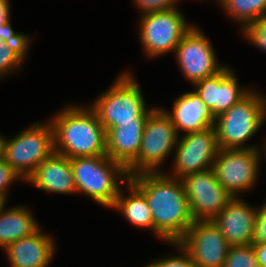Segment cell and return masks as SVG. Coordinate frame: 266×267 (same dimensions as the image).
Segmentation results:
<instances>
[{"instance_id":"1","label":"cell","mask_w":266,"mask_h":267,"mask_svg":"<svg viewBox=\"0 0 266 267\" xmlns=\"http://www.w3.org/2000/svg\"><path fill=\"white\" fill-rule=\"evenodd\" d=\"M129 179L144 193L154 223V234L178 242L194 222L182 181L161 172H143Z\"/></svg>"},{"instance_id":"2","label":"cell","mask_w":266,"mask_h":267,"mask_svg":"<svg viewBox=\"0 0 266 267\" xmlns=\"http://www.w3.org/2000/svg\"><path fill=\"white\" fill-rule=\"evenodd\" d=\"M51 119L56 153L68 158L106 155V131L90 105H68Z\"/></svg>"},{"instance_id":"3","label":"cell","mask_w":266,"mask_h":267,"mask_svg":"<svg viewBox=\"0 0 266 267\" xmlns=\"http://www.w3.org/2000/svg\"><path fill=\"white\" fill-rule=\"evenodd\" d=\"M70 165L77 193L105 207L113 206L121 185L129 180L126 168L107 155L70 158Z\"/></svg>"},{"instance_id":"4","label":"cell","mask_w":266,"mask_h":267,"mask_svg":"<svg viewBox=\"0 0 266 267\" xmlns=\"http://www.w3.org/2000/svg\"><path fill=\"white\" fill-rule=\"evenodd\" d=\"M144 101L139 84L125 71L90 107L107 131L120 124L146 123L157 107L149 110Z\"/></svg>"},{"instance_id":"5","label":"cell","mask_w":266,"mask_h":267,"mask_svg":"<svg viewBox=\"0 0 266 267\" xmlns=\"http://www.w3.org/2000/svg\"><path fill=\"white\" fill-rule=\"evenodd\" d=\"M266 119V98L250 91L238 103L215 118L214 128L218 147L221 149H252L245 145Z\"/></svg>"},{"instance_id":"6","label":"cell","mask_w":266,"mask_h":267,"mask_svg":"<svg viewBox=\"0 0 266 267\" xmlns=\"http://www.w3.org/2000/svg\"><path fill=\"white\" fill-rule=\"evenodd\" d=\"M54 152V131L49 121L33 123L14 138L3 139L2 158L23 180Z\"/></svg>"},{"instance_id":"7","label":"cell","mask_w":266,"mask_h":267,"mask_svg":"<svg viewBox=\"0 0 266 267\" xmlns=\"http://www.w3.org/2000/svg\"><path fill=\"white\" fill-rule=\"evenodd\" d=\"M179 135L170 117L156 108L146 121L137 158L126 168L130 176L143 172H160V165L177 146Z\"/></svg>"},{"instance_id":"8","label":"cell","mask_w":266,"mask_h":267,"mask_svg":"<svg viewBox=\"0 0 266 267\" xmlns=\"http://www.w3.org/2000/svg\"><path fill=\"white\" fill-rule=\"evenodd\" d=\"M140 41L146 55L154 58L175 49L191 29L182 12L177 8L140 16Z\"/></svg>"},{"instance_id":"9","label":"cell","mask_w":266,"mask_h":267,"mask_svg":"<svg viewBox=\"0 0 266 267\" xmlns=\"http://www.w3.org/2000/svg\"><path fill=\"white\" fill-rule=\"evenodd\" d=\"M259 149L219 148L212 169L216 179L233 197L255 185L261 163L262 150Z\"/></svg>"},{"instance_id":"10","label":"cell","mask_w":266,"mask_h":267,"mask_svg":"<svg viewBox=\"0 0 266 267\" xmlns=\"http://www.w3.org/2000/svg\"><path fill=\"white\" fill-rule=\"evenodd\" d=\"M194 220H213L233 198L219 183L212 168L180 179Z\"/></svg>"},{"instance_id":"11","label":"cell","mask_w":266,"mask_h":267,"mask_svg":"<svg viewBox=\"0 0 266 267\" xmlns=\"http://www.w3.org/2000/svg\"><path fill=\"white\" fill-rule=\"evenodd\" d=\"M175 55L183 75L192 84L214 76L226 67L219 66L211 42L195 26L183 36L175 49Z\"/></svg>"},{"instance_id":"12","label":"cell","mask_w":266,"mask_h":267,"mask_svg":"<svg viewBox=\"0 0 266 267\" xmlns=\"http://www.w3.org/2000/svg\"><path fill=\"white\" fill-rule=\"evenodd\" d=\"M171 177H182L212 168L219 150L214 126L186 133L178 139Z\"/></svg>"},{"instance_id":"13","label":"cell","mask_w":266,"mask_h":267,"mask_svg":"<svg viewBox=\"0 0 266 267\" xmlns=\"http://www.w3.org/2000/svg\"><path fill=\"white\" fill-rule=\"evenodd\" d=\"M178 243L198 267H223L230 248L213 220H194Z\"/></svg>"},{"instance_id":"14","label":"cell","mask_w":266,"mask_h":267,"mask_svg":"<svg viewBox=\"0 0 266 267\" xmlns=\"http://www.w3.org/2000/svg\"><path fill=\"white\" fill-rule=\"evenodd\" d=\"M194 90L216 118L238 103L251 90L240 88L232 69L226 66L218 74L193 84Z\"/></svg>"},{"instance_id":"15","label":"cell","mask_w":266,"mask_h":267,"mask_svg":"<svg viewBox=\"0 0 266 267\" xmlns=\"http://www.w3.org/2000/svg\"><path fill=\"white\" fill-rule=\"evenodd\" d=\"M258 208L233 197L213 219L230 246L253 244Z\"/></svg>"},{"instance_id":"16","label":"cell","mask_w":266,"mask_h":267,"mask_svg":"<svg viewBox=\"0 0 266 267\" xmlns=\"http://www.w3.org/2000/svg\"><path fill=\"white\" fill-rule=\"evenodd\" d=\"M25 181L51 193H77L70 158L56 152L46 158Z\"/></svg>"},{"instance_id":"17","label":"cell","mask_w":266,"mask_h":267,"mask_svg":"<svg viewBox=\"0 0 266 267\" xmlns=\"http://www.w3.org/2000/svg\"><path fill=\"white\" fill-rule=\"evenodd\" d=\"M41 229L29 237L12 242L4 249L11 267H48L54 257L55 243Z\"/></svg>"},{"instance_id":"18","label":"cell","mask_w":266,"mask_h":267,"mask_svg":"<svg viewBox=\"0 0 266 267\" xmlns=\"http://www.w3.org/2000/svg\"><path fill=\"white\" fill-rule=\"evenodd\" d=\"M173 104L172 111L163 110L170 117L178 134L180 131L185 134L199 132L214 126L215 117L212 111L195 91L180 95Z\"/></svg>"},{"instance_id":"19","label":"cell","mask_w":266,"mask_h":267,"mask_svg":"<svg viewBox=\"0 0 266 267\" xmlns=\"http://www.w3.org/2000/svg\"><path fill=\"white\" fill-rule=\"evenodd\" d=\"M145 124H120L108 129L106 155L127 168L138 156Z\"/></svg>"},{"instance_id":"20","label":"cell","mask_w":266,"mask_h":267,"mask_svg":"<svg viewBox=\"0 0 266 267\" xmlns=\"http://www.w3.org/2000/svg\"><path fill=\"white\" fill-rule=\"evenodd\" d=\"M4 209L0 213V247L3 249L16 240L31 236L40 228L26 207Z\"/></svg>"},{"instance_id":"21","label":"cell","mask_w":266,"mask_h":267,"mask_svg":"<svg viewBox=\"0 0 266 267\" xmlns=\"http://www.w3.org/2000/svg\"><path fill=\"white\" fill-rule=\"evenodd\" d=\"M124 185H127L130 195L124 196L121 188L111 208L118 209L134 226L154 232L152 213L144 193L130 179Z\"/></svg>"},{"instance_id":"22","label":"cell","mask_w":266,"mask_h":267,"mask_svg":"<svg viewBox=\"0 0 266 267\" xmlns=\"http://www.w3.org/2000/svg\"><path fill=\"white\" fill-rule=\"evenodd\" d=\"M241 24L244 31L250 24L266 16V0H216Z\"/></svg>"},{"instance_id":"23","label":"cell","mask_w":266,"mask_h":267,"mask_svg":"<svg viewBox=\"0 0 266 267\" xmlns=\"http://www.w3.org/2000/svg\"><path fill=\"white\" fill-rule=\"evenodd\" d=\"M29 45L30 43H8L0 40V78L20 69Z\"/></svg>"},{"instance_id":"24","label":"cell","mask_w":266,"mask_h":267,"mask_svg":"<svg viewBox=\"0 0 266 267\" xmlns=\"http://www.w3.org/2000/svg\"><path fill=\"white\" fill-rule=\"evenodd\" d=\"M223 267H259L253 245L230 246Z\"/></svg>"},{"instance_id":"25","label":"cell","mask_w":266,"mask_h":267,"mask_svg":"<svg viewBox=\"0 0 266 267\" xmlns=\"http://www.w3.org/2000/svg\"><path fill=\"white\" fill-rule=\"evenodd\" d=\"M10 3L0 0V40L8 43H30V38L24 33H16L10 24Z\"/></svg>"},{"instance_id":"26","label":"cell","mask_w":266,"mask_h":267,"mask_svg":"<svg viewBox=\"0 0 266 267\" xmlns=\"http://www.w3.org/2000/svg\"><path fill=\"white\" fill-rule=\"evenodd\" d=\"M170 244L179 248V253L181 252L180 256L161 258L153 263H149L147 267H198L193 262L190 254L178 242H170Z\"/></svg>"},{"instance_id":"27","label":"cell","mask_w":266,"mask_h":267,"mask_svg":"<svg viewBox=\"0 0 266 267\" xmlns=\"http://www.w3.org/2000/svg\"><path fill=\"white\" fill-rule=\"evenodd\" d=\"M243 35L251 44L266 52V16L250 24Z\"/></svg>"},{"instance_id":"28","label":"cell","mask_w":266,"mask_h":267,"mask_svg":"<svg viewBox=\"0 0 266 267\" xmlns=\"http://www.w3.org/2000/svg\"><path fill=\"white\" fill-rule=\"evenodd\" d=\"M179 0H134L142 15L175 8Z\"/></svg>"},{"instance_id":"29","label":"cell","mask_w":266,"mask_h":267,"mask_svg":"<svg viewBox=\"0 0 266 267\" xmlns=\"http://www.w3.org/2000/svg\"><path fill=\"white\" fill-rule=\"evenodd\" d=\"M22 179L11 166L1 157L0 158V197L7 199V187L17 179Z\"/></svg>"},{"instance_id":"30","label":"cell","mask_w":266,"mask_h":267,"mask_svg":"<svg viewBox=\"0 0 266 267\" xmlns=\"http://www.w3.org/2000/svg\"><path fill=\"white\" fill-rule=\"evenodd\" d=\"M253 243H266V201L257 210V220Z\"/></svg>"},{"instance_id":"31","label":"cell","mask_w":266,"mask_h":267,"mask_svg":"<svg viewBox=\"0 0 266 267\" xmlns=\"http://www.w3.org/2000/svg\"><path fill=\"white\" fill-rule=\"evenodd\" d=\"M259 267H266V243H253Z\"/></svg>"},{"instance_id":"32","label":"cell","mask_w":266,"mask_h":267,"mask_svg":"<svg viewBox=\"0 0 266 267\" xmlns=\"http://www.w3.org/2000/svg\"><path fill=\"white\" fill-rule=\"evenodd\" d=\"M7 199L0 197V213L2 211V209L5 207Z\"/></svg>"},{"instance_id":"33","label":"cell","mask_w":266,"mask_h":267,"mask_svg":"<svg viewBox=\"0 0 266 267\" xmlns=\"http://www.w3.org/2000/svg\"><path fill=\"white\" fill-rule=\"evenodd\" d=\"M4 137L0 135V158L2 157V145Z\"/></svg>"},{"instance_id":"34","label":"cell","mask_w":266,"mask_h":267,"mask_svg":"<svg viewBox=\"0 0 266 267\" xmlns=\"http://www.w3.org/2000/svg\"><path fill=\"white\" fill-rule=\"evenodd\" d=\"M263 142H265V143H264L265 145H264V148H263V149L265 150V151H264V153H265V152H266V141H263ZM265 155H266V153H265Z\"/></svg>"}]
</instances>
